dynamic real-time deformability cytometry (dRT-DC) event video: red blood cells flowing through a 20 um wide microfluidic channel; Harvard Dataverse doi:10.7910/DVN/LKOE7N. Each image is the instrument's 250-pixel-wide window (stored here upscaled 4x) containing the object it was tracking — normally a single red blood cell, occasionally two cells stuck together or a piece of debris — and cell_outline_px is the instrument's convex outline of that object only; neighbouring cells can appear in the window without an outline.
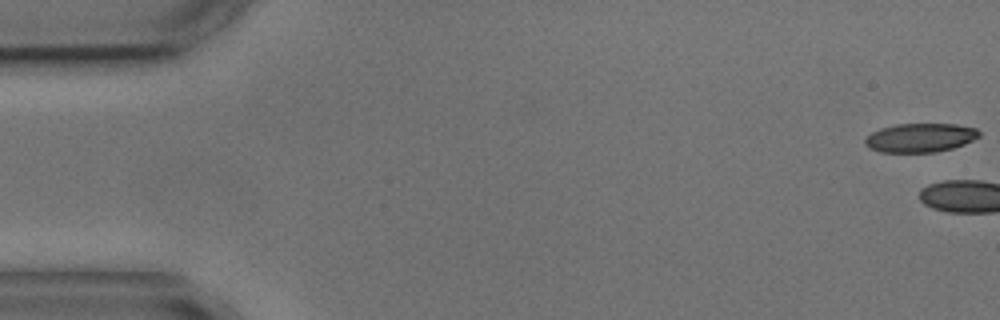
{"species": "common noctule bat (a hibernating species)", "species_latin": "Nyctalus noctula", "temperature_condition": "cold", "stored_images_in_passage": 5, "camera_frame_rate_fps": 3000, "um_per_image_px": 0.085, "animal": {"sex": "male", "body_mass_g": 17.9, "forearm_length_mm": 54.2}, "frame": {"image": 1, "passage_image": 1, "time_ms": 0.0, "image_size_px": [1000, 320], "cell_outline_px": [[980, 136], [964, 144], [952, 148], [936, 152], [880, 152], [868, 148], [864, 144], [864, 140], [872, 132], [880, 128], [896, 124], [956, 124], [976, 128], [980, 132]], "centroid_in_image_um": [78.2, 11.7], "position_along_channel_um": 6.8, "area_um2": 19.25}}
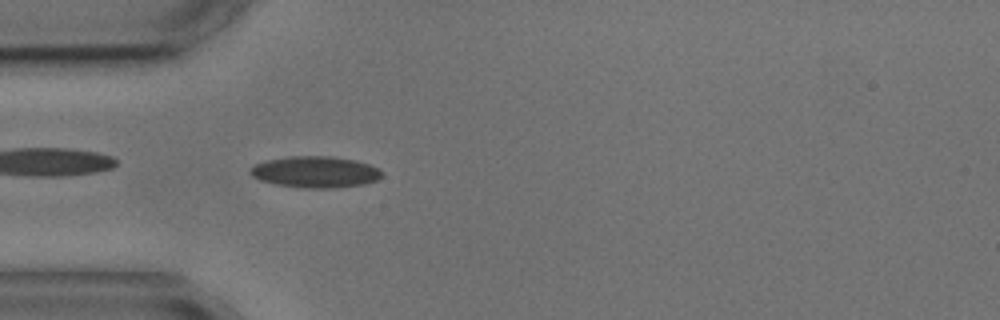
{"frame": {"image": 2, "passage_image": 5, "time_ms": 5.667, "image_size_px": [1000, 320], "cell_outline_px": [[384, 176], [376, 180], [364, 184], [336, 188], [300, 188], [276, 184], [260, 180], [252, 176], [248, 172], [256, 164], [264, 160], [288, 156], [332, 156], [356, 160], [380, 168], [384, 172]], "centroid_in_image_um": [26.83, 14.61], "position_along_channel_um": 58.2, "area_um2": 24.39}}